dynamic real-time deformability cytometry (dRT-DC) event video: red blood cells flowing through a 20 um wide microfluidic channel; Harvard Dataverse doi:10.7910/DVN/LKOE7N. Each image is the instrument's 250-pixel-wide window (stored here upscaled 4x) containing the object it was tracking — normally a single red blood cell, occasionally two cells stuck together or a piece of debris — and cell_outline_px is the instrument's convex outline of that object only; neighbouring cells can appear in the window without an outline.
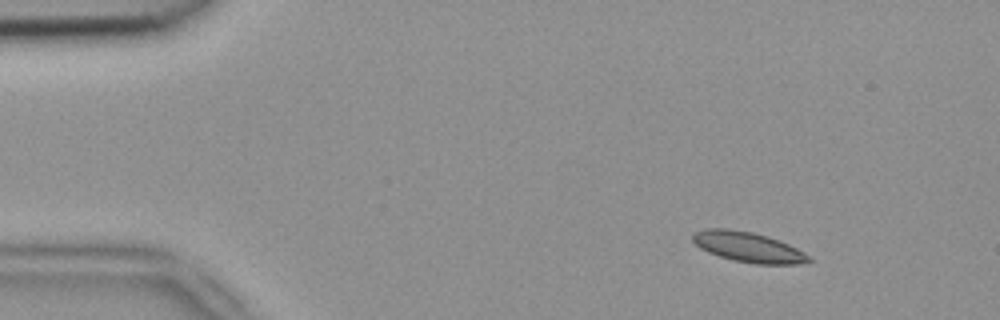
{"species": "common noctule bat (a hibernating species)", "species_latin": "Nyctalus noctula", "temperature_condition": "room temperature", "stored_images_in_passage": 47, "camera_frame_rate_fps": 3000, "um_per_image_px": 0.085, "animal": {"sex": "female", "body_mass_g": 18.4}, "frame": {"image": 1, "passage_image": 1, "time_ms": 0.0, "image_size_px": [1000, 320], "cell_outline_px": [[812, 260], [800, 264], [756, 264], [732, 260], [708, 252], [700, 248], [692, 240], [692, 232], [704, 228], [728, 228], [752, 232], [768, 236], [788, 244], [804, 252]], "centroid_in_image_um": [63.55, 20.99], "position_along_channel_um": 21.4, "area_um2": 20.46}}
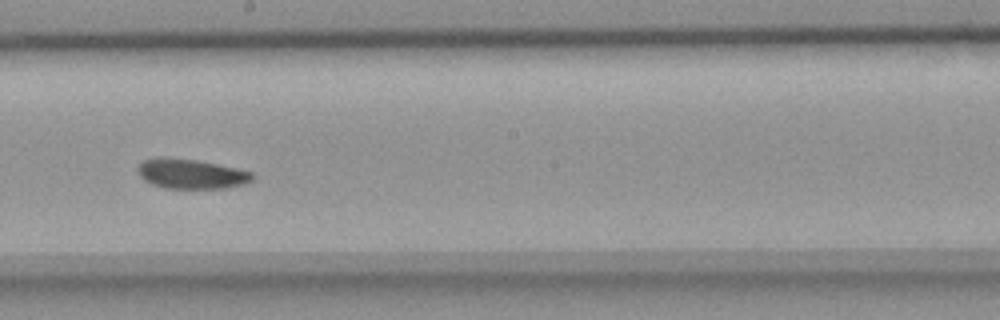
{"frame": {"image": 2, "passage_image": 24, "time_ms": 7.667, "image_size_px": [1000, 320], "cell_outline_px": [[256, 176], [252, 180], [244, 184], [228, 188], [164, 188], [152, 184], [144, 180], [136, 172], [136, 168], [144, 160], [196, 160], [236, 168], [252, 172]], "centroid_in_image_um": [16.31, 14.83], "position_along_channel_um": 231.9, "area_um2": 19.25}}
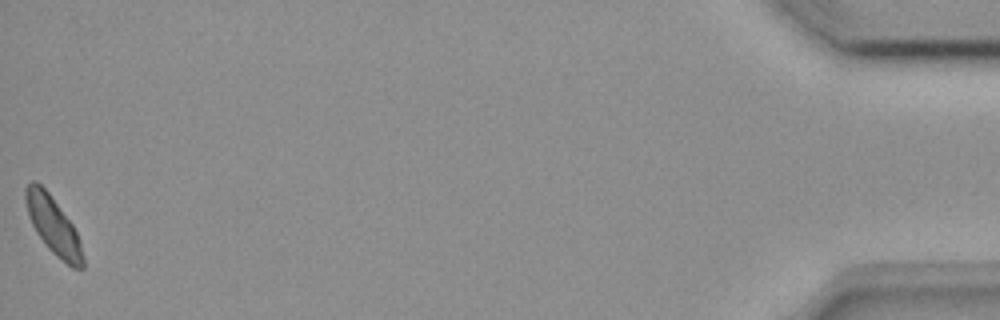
{"frame": {"image": 3, "passage_image": 47, "time_ms": 15.333, "image_size_px": [1000, 320], "cell_outline_px": [[84, 268], [72, 268], [56, 256], [44, 244], [36, 232], [28, 216], [24, 200], [24, 188], [32, 180], [36, 180], [48, 192], [72, 224], [80, 240], [84, 260]], "centroid_in_image_um": [4.5, 19.17], "position_along_channel_um": 430.7, "area_um2": 19.25}, "authors_computed_cell_mechanics": {"area_um2": 19.8832, "velocity_mm_per_s": 3.8583, "shape_relaxation_time_tau1_ms": 2.4495, "shape_relaxation_time_tau2_ms": 5.7548, "deformation_change_tau1": 0.0872, "deformation_change_tau2": 0.1058}}